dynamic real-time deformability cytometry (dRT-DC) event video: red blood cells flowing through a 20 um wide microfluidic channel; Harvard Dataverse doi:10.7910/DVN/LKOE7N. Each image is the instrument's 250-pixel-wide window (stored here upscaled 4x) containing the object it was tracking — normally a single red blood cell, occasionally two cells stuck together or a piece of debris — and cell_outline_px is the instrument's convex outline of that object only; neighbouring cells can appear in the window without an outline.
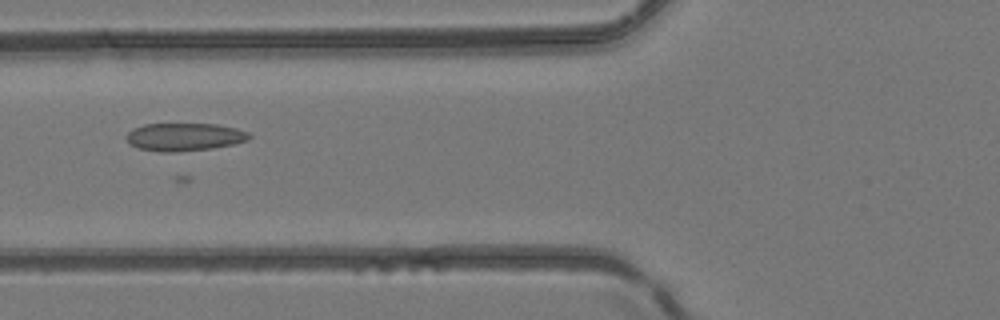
{"species": "common noctule bat (a hibernating species)", "species_latin": "Nyctalus noctula", "temperature_condition": "room temperature", "stored_images_in_passage": 5, "camera_frame_rate_fps": 3000, "um_per_image_px": 0.085, "animal": {"sex": "female", "body_mass_g": 24.6, "forearm_length_mm": 56.2}, "frame": {"image": 1, "passage_image": 3, "time_ms": 3.333, "image_size_px": [1000, 320], "cell_outline_px": [[252, 136], [248, 140], [232, 144], [212, 148], [176, 152], [160, 152], [140, 148], [128, 144], [124, 136], [132, 128], [144, 124], [216, 124], [236, 128], [248, 132]], "centroid_in_image_um": [15.63, 11.63], "position_along_channel_um": 110.2, "area_um2": 20.06}}